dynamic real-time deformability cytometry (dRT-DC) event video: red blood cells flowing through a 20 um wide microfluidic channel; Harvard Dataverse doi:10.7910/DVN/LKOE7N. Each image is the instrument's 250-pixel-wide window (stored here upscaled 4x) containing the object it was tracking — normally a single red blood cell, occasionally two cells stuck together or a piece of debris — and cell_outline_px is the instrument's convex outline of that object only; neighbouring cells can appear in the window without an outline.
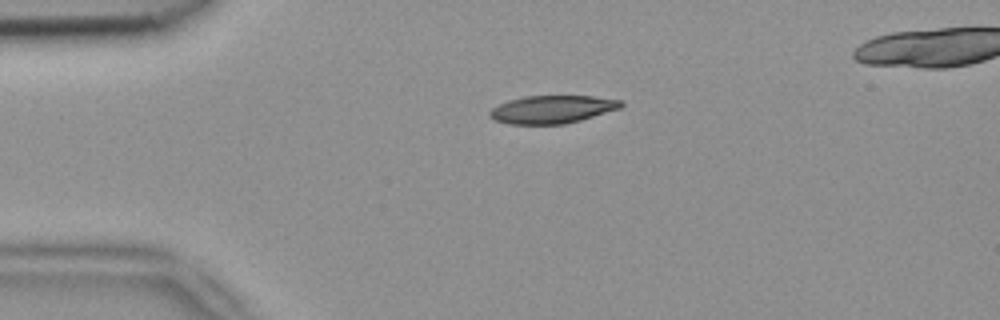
{"species": "common noctule bat (a hibernating species)", "species_latin": "Nyctalus noctula", "temperature_condition": "room temperature", "stored_images_in_passage": 39, "camera_frame_rate_fps": 3000, "um_per_image_px": 0.085, "animal": {"sex": "female", "body_mass_g": 18.4}, "frame": {"image": 1, "passage_image": 1, "time_ms": 0.0, "image_size_px": [1000, 320], "cell_outline_px": [[624, 104], [620, 108], [580, 120], [564, 124], [508, 124], [496, 120], [488, 116], [488, 112], [492, 108], [508, 100], [524, 96], [592, 96], [624, 100]], "centroid_in_image_um": [46.93, 9.29], "position_along_channel_um": 38.1, "area_um2": 21.33}}
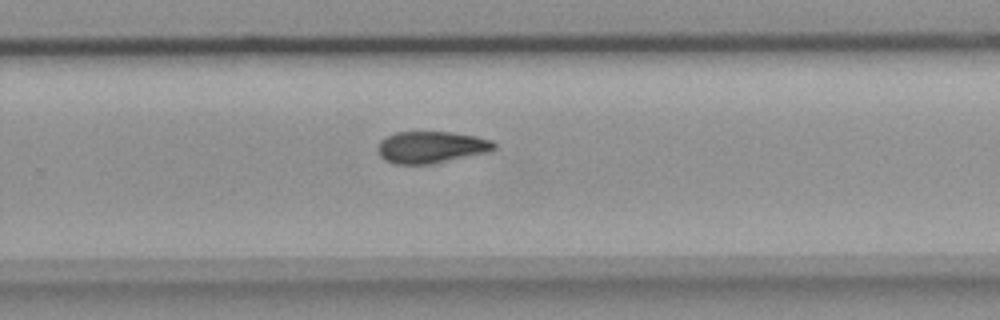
{"frame": {"image": 2, "passage_image": 23, "time_ms": 7.333, "image_size_px": [1000, 320], "cell_outline_px": [[496, 148], [488, 152], [432, 164], [392, 164], [384, 160], [380, 156], [376, 148], [380, 140], [396, 132], [448, 132], [476, 136], [492, 140], [496, 144]], "centroid_in_image_um": [36.63, 12.52], "position_along_channel_um": 293.2, "area_um2": 21.68}}
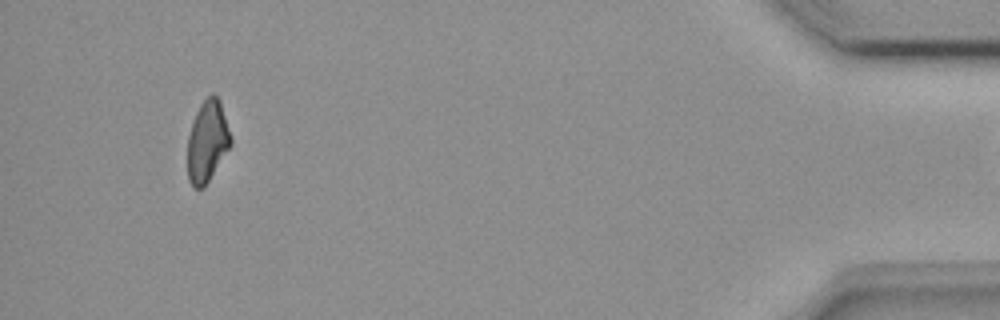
{"frame": {"image": 3, "passage_image": 38, "time_ms": 12.333, "image_size_px": [1000, 320], "cell_outline_px": [[232, 144], [204, 188], [192, 188], [188, 180], [188, 136], [196, 112], [200, 104], [212, 92], [220, 100], [232, 136]], "centroid_in_image_um": [17.64, 12.02], "position_along_channel_um": 417.6, "area_um2": 20.63}}